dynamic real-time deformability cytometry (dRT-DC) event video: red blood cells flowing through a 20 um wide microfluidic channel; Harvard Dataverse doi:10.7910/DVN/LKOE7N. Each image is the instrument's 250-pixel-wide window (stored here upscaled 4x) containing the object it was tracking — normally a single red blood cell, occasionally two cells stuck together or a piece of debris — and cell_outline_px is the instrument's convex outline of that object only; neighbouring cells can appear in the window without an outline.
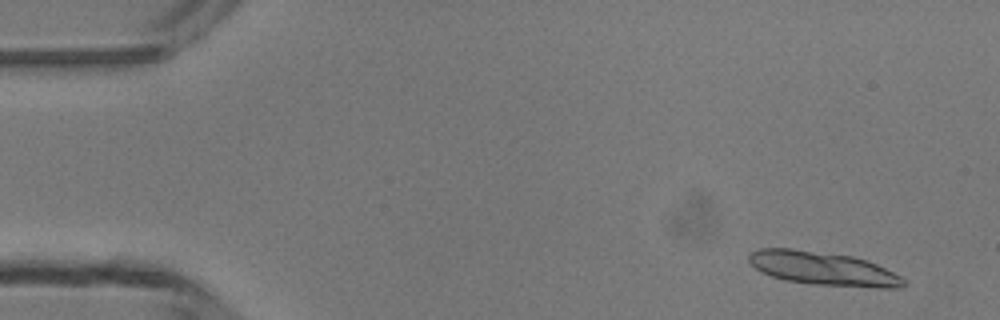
{"species": "common noctule bat (a hibernating species)", "species_latin": "Nyctalus noctula", "temperature_condition": "room temperature", "stored_images_in_passage": 4, "camera_frame_rate_fps": 3000, "um_per_image_px": 0.085, "animal": {"sex": "male", "body_mass_g": 13.3}, "frame": {"image": 1, "passage_image": 1, "time_ms": 0.0, "image_size_px": [1000, 320], "cell_outline_px": [[908, 284], [900, 288], [872, 288], [812, 284], [784, 280], [760, 272], [748, 260], [748, 256], [752, 252], [760, 248], [792, 248], [852, 256], [876, 264], [908, 280]], "centroid_in_image_um": [69.99, 22.84], "position_along_channel_um": 15.0, "area_um2": 30.4}}